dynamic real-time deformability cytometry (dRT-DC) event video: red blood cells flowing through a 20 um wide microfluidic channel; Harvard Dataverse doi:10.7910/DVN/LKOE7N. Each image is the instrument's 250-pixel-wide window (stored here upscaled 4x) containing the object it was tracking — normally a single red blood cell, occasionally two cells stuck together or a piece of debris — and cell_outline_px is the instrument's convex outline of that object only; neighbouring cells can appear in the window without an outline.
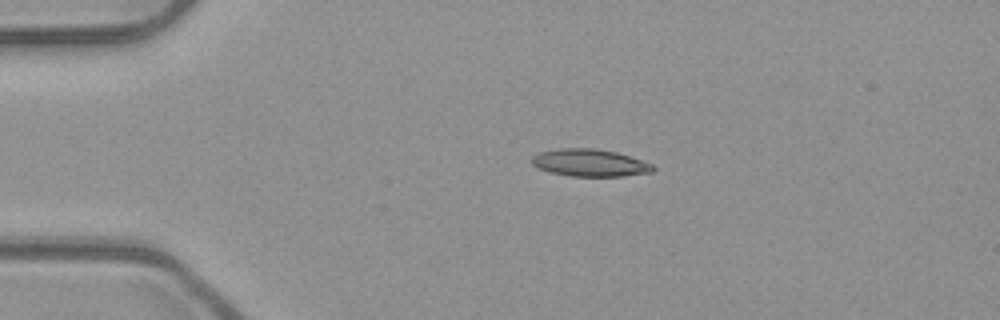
{"species": "common noctule bat (a hibernating species)", "species_latin": "Nyctalus noctula", "temperature_condition": "room temperature", "stored_images_in_passage": 42, "camera_frame_rate_fps": 3000, "um_per_image_px": 0.085, "animal": {"sex": "male", "body_mass_g": 23.1, "forearm_length_mm": 52.7}, "frame": {"image": 1, "passage_image": 8, "time_ms": 2.333, "image_size_px": [1000, 320], "cell_outline_px": [[656, 168], [652, 172], [624, 176], [572, 176], [552, 172], [540, 168], [532, 164], [532, 156], [540, 152], [560, 148], [592, 148], [616, 152], [652, 164]], "centroid_in_image_um": [50.15, 13.84], "position_along_channel_um": 34.9, "area_um2": 19.02}}
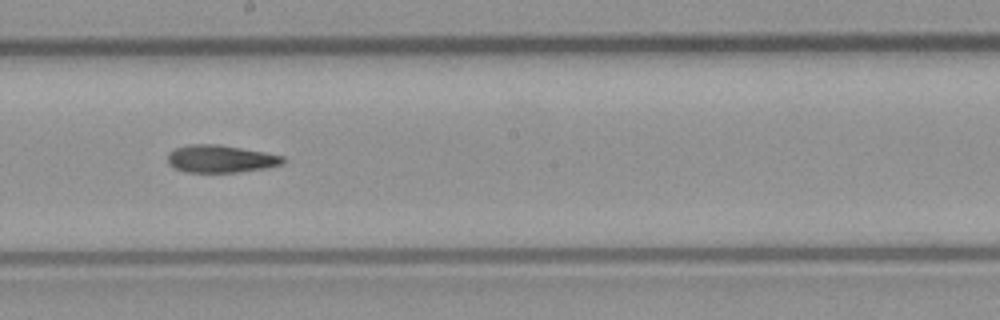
{"frame": {"image": 2, "passage_image": 26, "time_ms": 8.333, "image_size_px": [1000, 320], "cell_outline_px": [[284, 164], [264, 168], [236, 172], [184, 172], [172, 168], [168, 164], [168, 152], [176, 148], [188, 144], [220, 144], [264, 152], [284, 156]], "centroid_in_image_um": [18.71, 13.5], "position_along_channel_um": 229.5, "area_um2": 18.61}}
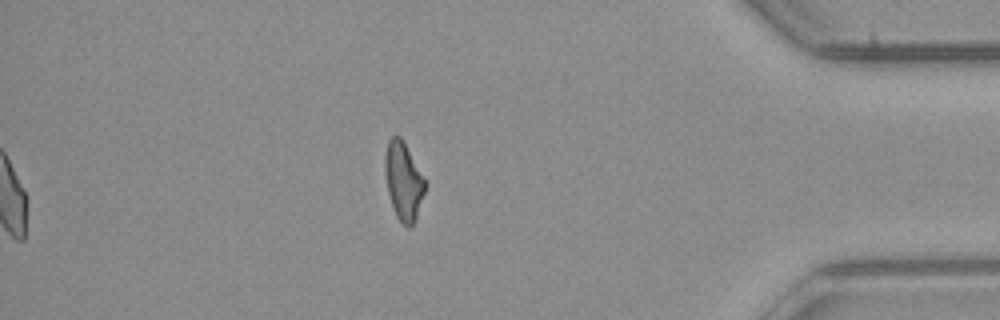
{"frame": {"image": 3, "passage_image": 42, "time_ms": 13.667, "image_size_px": [1000, 320], "cell_outline_px": [[424, 192], [416, 220], [408, 228], [396, 216], [388, 192], [384, 168], [384, 156], [388, 140], [392, 136], [400, 136], [424, 180]], "centroid_in_image_um": [34.26, 15.4], "position_along_channel_um": 400.9, "area_um2": 17.57}}